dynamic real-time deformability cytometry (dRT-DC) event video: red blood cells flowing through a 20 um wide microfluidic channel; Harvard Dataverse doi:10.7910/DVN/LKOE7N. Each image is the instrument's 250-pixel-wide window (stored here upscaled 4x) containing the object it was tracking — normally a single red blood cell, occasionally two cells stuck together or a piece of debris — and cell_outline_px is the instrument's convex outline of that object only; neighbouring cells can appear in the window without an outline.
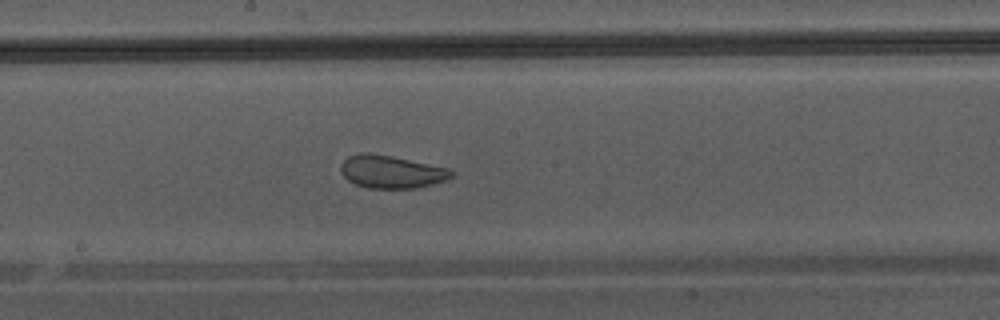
{"species": "Egyptian fruit bat (a non-hibernating species)", "species_latin": "Rousettus aegyptiacus", "temperature_condition": "warm", "stored_images_in_passage": 47, "camera_frame_rate_fps": 3000, "um_per_image_px": 0.085, "animal": {"sex": "male"}, "frame": {"image": 1, "passage_image": 27, "time_ms": 8.667, "image_size_px": [1000, 320], "cell_outline_px": [[452, 176], [448, 180], [416, 188], [368, 188], [356, 184], [348, 180], [340, 172], [340, 164], [348, 156], [360, 152], [368, 152], [392, 156], [448, 168], [452, 172]], "centroid_in_image_um": [33.23, 14.59], "position_along_channel_um": 215.0, "area_um2": 21.15}}